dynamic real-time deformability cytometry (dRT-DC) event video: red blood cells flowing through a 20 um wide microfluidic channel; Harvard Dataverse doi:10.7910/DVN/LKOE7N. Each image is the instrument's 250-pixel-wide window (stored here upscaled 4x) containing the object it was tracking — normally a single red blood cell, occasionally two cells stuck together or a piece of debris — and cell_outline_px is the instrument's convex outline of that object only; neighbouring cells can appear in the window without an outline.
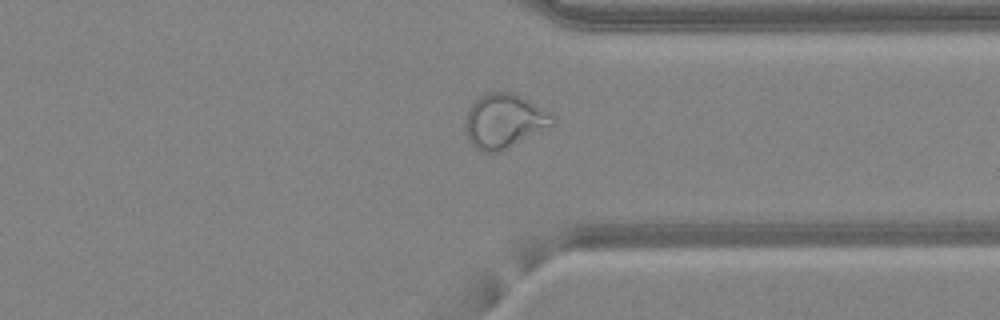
{"species": "common noctule bat (a hibernating species)", "species_latin": "Nyctalus noctula", "temperature_condition": "warm", "stored_images_in_passage": 32, "camera_frame_rate_fps": 3000, "um_per_image_px": 0.085, "animal": {"sex": "female", "body_mass_g": 24.6, "forearm_length_mm": 56.2}, "frame": {"image": 1, "passage_image": 23, "time_ms": 7.333, "image_size_px": [1000, 320], "cell_outline_px": [[556, 120], [552, 124], [496, 152], [484, 152], [476, 148], [468, 140], [464, 128], [464, 124], [468, 108], [480, 96], [488, 92], [512, 92], [552, 112]], "centroid_in_image_um": [42.8, 10.25], "position_along_channel_um": 368.6, "area_um2": 26.99}, "authors_computed_cell_mechanics": {"area_um2": 23.987, "velocity_mm_per_s": 4.2804, "shape_relaxation_time_tau1_ms": null, "shape_relaxation_time_tau2_ms": 0.8246, "deformation_change_tau1": null, "deformation_change_tau2": 0.0688}}